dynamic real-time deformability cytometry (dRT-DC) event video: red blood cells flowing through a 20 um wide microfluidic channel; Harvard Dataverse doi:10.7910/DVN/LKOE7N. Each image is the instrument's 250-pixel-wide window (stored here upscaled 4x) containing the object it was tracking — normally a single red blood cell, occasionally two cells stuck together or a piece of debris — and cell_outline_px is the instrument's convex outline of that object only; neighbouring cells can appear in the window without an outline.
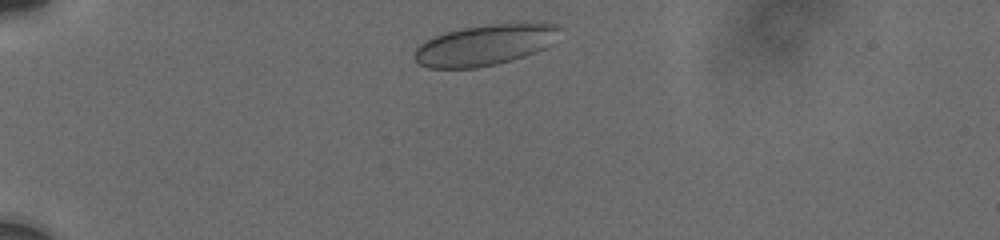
{"species": "human", "species_latin": "Homo sapiens", "temperature_condition": "cold", "stored_images_in_passage": 42, "camera_frame_rate_fps": 3000, "um_per_image_px": 0.085, "donor": {"sex": "male"}, "frame": {"image": 1, "passage_image": 3, "time_ms": 0.667, "image_size_px": [1000, 240], "cell_outline_px": [[560, 28], [544, 48], [524, 56], [496, 64], [476, 68], [428, 68], [420, 64], [412, 56], [416, 48], [420, 44], [436, 36], [448, 32], [464, 28], [488, 24], [560, 24]], "centroid_in_image_um": [41.12, 3.85], "position_along_channel_um": 43.9, "area_um2": 33.58}}
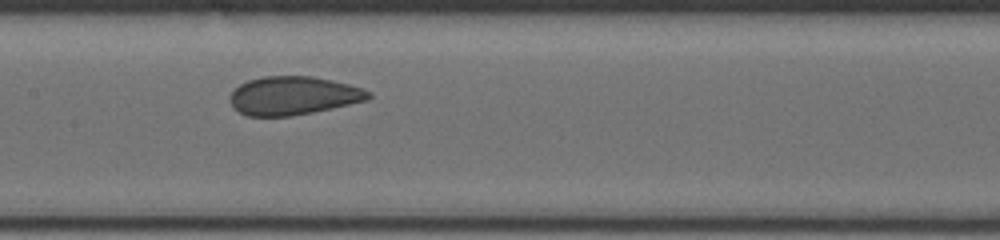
{"frame": {"image": 2, "passage_image": 19, "time_ms": 5.667, "image_size_px": [1000, 240], "cell_outline_px": [[372, 96], [368, 100], [332, 108], [312, 112], [288, 116], [248, 116], [232, 108], [228, 96], [240, 84], [248, 80], [260, 76], [312, 76], [332, 80], [364, 88], [372, 92]], "centroid_in_image_um": [24.93, 8.12], "position_along_channel_um": 182.5, "area_um2": 31.21}}
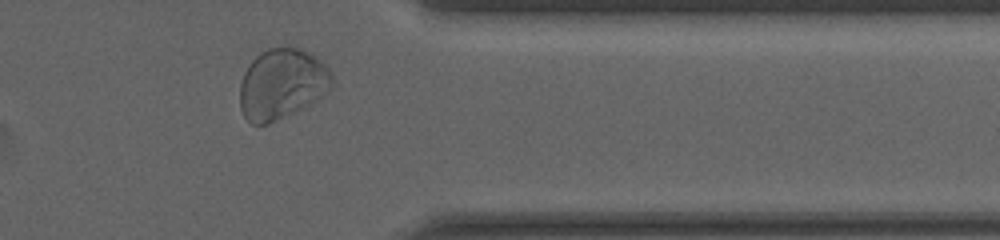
{"frame": {"image": 3, "passage_image": 38, "time_ms": 11.333, "image_size_px": [1000, 240], "cell_outline_px": [[332, 88], [316, 100], [268, 124], [252, 124], [244, 116], [240, 108], [240, 84], [244, 72], [252, 60], [260, 52], [268, 48], [288, 44], [300, 48], [320, 60], [328, 68], [332, 76]], "centroid_in_image_um": [23.94, 7.09], "position_along_channel_um": 387.5, "area_um2": 37.8}, "authors_computed_cell_mechanics": {"area_um2": 32.8015, "velocity_mm_per_s": 3.7168, "shape_relaxation_time_tau1_ms": 10.2762, "shape_relaxation_time_tau2_ms": null, "deformation_change_tau1": 0.1142, "deformation_change_tau2": null}}